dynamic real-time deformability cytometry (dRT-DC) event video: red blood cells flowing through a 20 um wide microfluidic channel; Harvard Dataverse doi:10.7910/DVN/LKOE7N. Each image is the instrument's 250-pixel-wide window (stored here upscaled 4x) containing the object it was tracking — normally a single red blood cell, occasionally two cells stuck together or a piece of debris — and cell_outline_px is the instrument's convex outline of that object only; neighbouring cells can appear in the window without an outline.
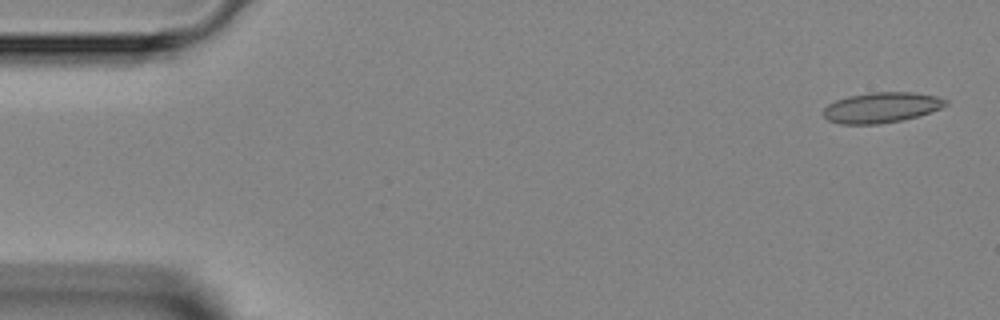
{"species": "Egyptian fruit bat (a non-hibernating species)", "species_latin": "Rousettus aegyptiacus", "temperature_condition": "room temperature", "stored_images_in_passage": 3, "camera_frame_rate_fps": 3000, "um_per_image_px": 0.085, "animal": {"sex": "female"}, "frame": {"image": 1, "passage_image": 1, "time_ms": 0.0, "image_size_px": [1000, 320], "cell_outline_px": [[948, 104], [940, 108], [916, 116], [900, 120], [876, 124], [840, 124], [828, 120], [824, 116], [824, 108], [828, 104], [836, 100], [848, 96], [872, 92], [912, 92], [936, 96], [948, 100]], "centroid_in_image_um": [74.9, 9.13], "position_along_channel_um": 10.1, "area_um2": 21.44}}